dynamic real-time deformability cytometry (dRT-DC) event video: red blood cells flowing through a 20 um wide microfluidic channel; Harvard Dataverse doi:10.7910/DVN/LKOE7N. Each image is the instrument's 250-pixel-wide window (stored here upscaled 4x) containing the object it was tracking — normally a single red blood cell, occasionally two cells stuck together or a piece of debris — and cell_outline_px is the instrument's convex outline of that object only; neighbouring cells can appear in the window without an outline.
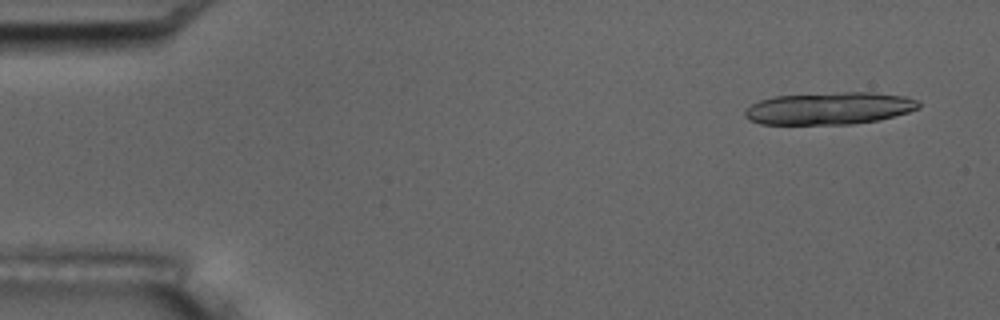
{"species": "common noctule bat (a hibernating species)", "species_latin": "Nyctalus noctula", "temperature_condition": "room temperature", "stored_images_in_passage": 6, "camera_frame_rate_fps": 3000, "um_per_image_px": 0.085, "animal": {"sex": "male", "body_mass_g": 17.5, "forearm_length_mm": 52.3}, "frame": {"image": 1, "passage_image": 1, "time_ms": 0.0, "image_size_px": [1000, 320], "cell_outline_px": [[920, 108], [908, 112], [880, 120], [852, 124], [760, 124], [748, 120], [744, 116], [744, 112], [752, 104], [760, 100], [772, 96], [844, 92], [876, 92], [904, 96], [916, 100], [920, 104]], "centroid_in_image_um": [70.49, 9.21], "position_along_channel_um": 14.5, "area_um2": 32.83}}